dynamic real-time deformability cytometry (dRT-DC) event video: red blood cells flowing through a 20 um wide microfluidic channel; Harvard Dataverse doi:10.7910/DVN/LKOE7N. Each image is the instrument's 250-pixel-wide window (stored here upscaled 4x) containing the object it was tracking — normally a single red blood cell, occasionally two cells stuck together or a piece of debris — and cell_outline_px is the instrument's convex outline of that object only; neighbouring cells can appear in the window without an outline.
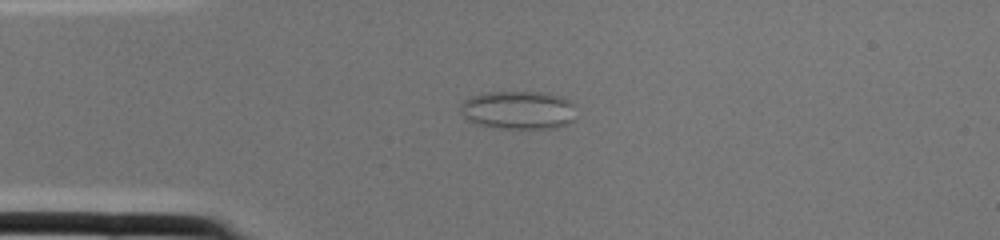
{"species": "common noctule bat (a hibernating species)", "species_latin": "Nyctalus noctula", "temperature_condition": "cold", "stored_images_in_passage": 2, "camera_frame_rate_fps": 3000, "um_per_image_px": 0.085, "animal": {"sex": "female", "body_mass_g": 22.0, "forearm_length_mm": 56.7}, "frame": {"image": 1, "passage_image": 2, "time_ms": 0.333, "image_size_px": [1000, 240], "cell_outline_px": [[576, 120], [568, 124], [556, 128], [492, 128], [476, 124], [468, 120], [460, 112], [460, 104], [464, 100], [472, 96], [484, 92], [544, 92], [560, 96], [568, 100], [572, 104]], "centroid_in_image_um": [44.04, 9.36], "position_along_channel_um": 41.0, "area_um2": 26.13}}